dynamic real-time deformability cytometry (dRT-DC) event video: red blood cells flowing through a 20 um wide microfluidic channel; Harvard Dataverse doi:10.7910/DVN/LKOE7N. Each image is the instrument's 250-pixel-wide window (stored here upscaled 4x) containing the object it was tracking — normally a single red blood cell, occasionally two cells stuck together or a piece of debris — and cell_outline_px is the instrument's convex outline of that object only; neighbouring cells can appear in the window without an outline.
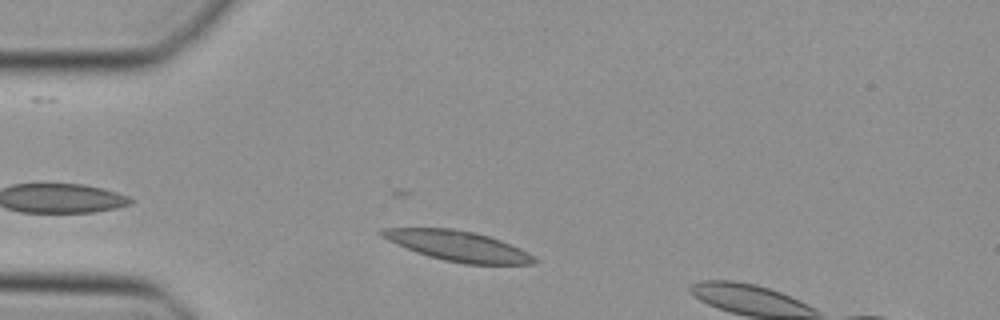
{"species": "Egyptian fruit bat (a non-hibernating species)", "species_latin": "Rousettus aegyptiacus", "temperature_condition": "cold", "stored_images_in_passage": 6, "camera_frame_rate_fps": 3000, "um_per_image_px": 0.085, "animal": {"sex": "female"}, "frame": {"image": 1, "passage_image": 4, "time_ms": 1.0, "image_size_px": [1000, 320], "cell_outline_px": [[536, 260], [532, 264], [464, 264], [444, 260], [428, 256], [416, 252], [388, 240], [380, 236], [376, 232], [380, 228], [452, 228], [472, 232], [488, 236], [500, 240], [520, 248], [528, 252]], "centroid_in_image_um": [38.87, 20.9], "position_along_channel_um": 46.1, "area_um2": 26.59}}